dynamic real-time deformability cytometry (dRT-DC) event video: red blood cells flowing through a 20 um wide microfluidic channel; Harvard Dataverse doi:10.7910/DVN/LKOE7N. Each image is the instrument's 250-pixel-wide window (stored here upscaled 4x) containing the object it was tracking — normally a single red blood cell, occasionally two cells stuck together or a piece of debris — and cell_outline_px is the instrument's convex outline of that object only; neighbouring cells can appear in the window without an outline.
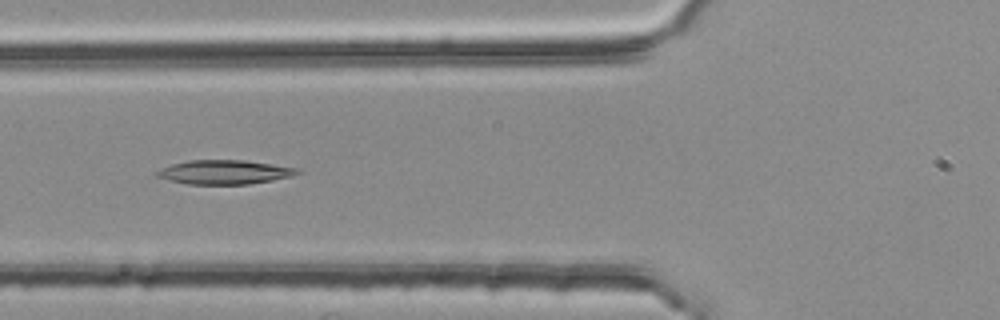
{"species": "common noctule bat (a hibernating species)", "species_latin": "Nyctalus noctula", "temperature_condition": "room temperature", "stored_images_in_passage": 4, "camera_frame_rate_fps": 3000, "um_per_image_px": 0.085, "animal": {"sex": "female", "body_mass_g": 25.1}, "frame": {"image": 1, "passage_image": 4, "time_ms": 1.0, "image_size_px": [1000, 320], "cell_outline_px": [[300, 172], [292, 176], [272, 180], [248, 184], [188, 184], [168, 180], [156, 176], [156, 172], [160, 168], [172, 164], [188, 160], [244, 160], [296, 168]], "centroid_in_image_um": [19.03, 14.63], "position_along_channel_um": 106.8, "area_um2": 19.54}}